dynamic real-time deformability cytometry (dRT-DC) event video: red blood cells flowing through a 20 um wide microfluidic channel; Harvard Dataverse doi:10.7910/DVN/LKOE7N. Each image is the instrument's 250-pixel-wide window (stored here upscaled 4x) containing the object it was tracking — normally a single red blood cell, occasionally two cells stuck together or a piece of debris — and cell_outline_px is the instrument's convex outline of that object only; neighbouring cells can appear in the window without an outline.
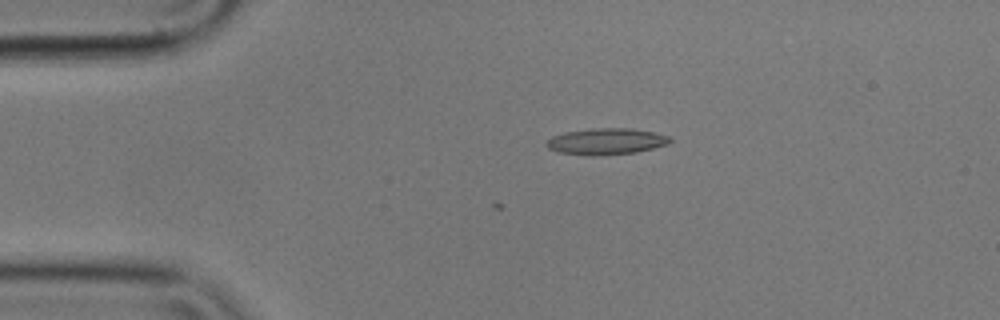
{"species": "common noctule bat (a hibernating species)", "species_latin": "Nyctalus noctula", "temperature_condition": "cold", "stored_images_in_passage": 3, "camera_frame_rate_fps": 3000, "um_per_image_px": 0.085, "animal": {"sex": "male", "body_mass_g": 17.9}, "frame": {"image": 1, "passage_image": 3, "time_ms": 0.667, "image_size_px": [1000, 320], "cell_outline_px": [[672, 140], [668, 144], [636, 152], [592, 156], [560, 152], [548, 148], [544, 144], [552, 136], [564, 132], [596, 128], [632, 128], [652, 132], [668, 136]], "centroid_in_image_um": [51.51, 12.02], "position_along_channel_um": 33.5, "area_um2": 18.79}}